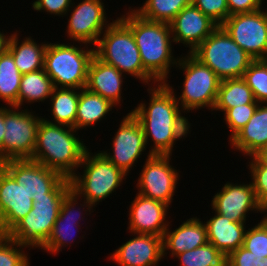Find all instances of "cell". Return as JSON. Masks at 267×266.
<instances>
[{"label": "cell", "mask_w": 267, "mask_h": 266, "mask_svg": "<svg viewBox=\"0 0 267 266\" xmlns=\"http://www.w3.org/2000/svg\"><path fill=\"white\" fill-rule=\"evenodd\" d=\"M152 86L147 89L149 103L141 101L130 113L140 123L146 143L153 141L149 154L172 155L175 142L189 135L192 123L182 116L184 111L176 100L174 88L168 82Z\"/></svg>", "instance_id": "1"}, {"label": "cell", "mask_w": 267, "mask_h": 266, "mask_svg": "<svg viewBox=\"0 0 267 266\" xmlns=\"http://www.w3.org/2000/svg\"><path fill=\"white\" fill-rule=\"evenodd\" d=\"M130 8L118 18L132 31L144 70L157 83H166L170 69L176 68L179 59L172 50L170 25L146 20Z\"/></svg>", "instance_id": "2"}, {"label": "cell", "mask_w": 267, "mask_h": 266, "mask_svg": "<svg viewBox=\"0 0 267 266\" xmlns=\"http://www.w3.org/2000/svg\"><path fill=\"white\" fill-rule=\"evenodd\" d=\"M78 131L70 126L53 124L43 117L39 123L32 159L70 179L83 161L88 146ZM78 135V137H76Z\"/></svg>", "instance_id": "3"}, {"label": "cell", "mask_w": 267, "mask_h": 266, "mask_svg": "<svg viewBox=\"0 0 267 266\" xmlns=\"http://www.w3.org/2000/svg\"><path fill=\"white\" fill-rule=\"evenodd\" d=\"M94 48L100 60L122 74L131 75L145 85L157 84L144 70L132 31L118 17L101 34Z\"/></svg>", "instance_id": "4"}, {"label": "cell", "mask_w": 267, "mask_h": 266, "mask_svg": "<svg viewBox=\"0 0 267 266\" xmlns=\"http://www.w3.org/2000/svg\"><path fill=\"white\" fill-rule=\"evenodd\" d=\"M71 43L48 42L47 44L44 70L51 78L54 88H85L88 68L95 55V48L82 42H77L78 46L75 42ZM83 44H85L84 47H81Z\"/></svg>", "instance_id": "5"}, {"label": "cell", "mask_w": 267, "mask_h": 266, "mask_svg": "<svg viewBox=\"0 0 267 266\" xmlns=\"http://www.w3.org/2000/svg\"><path fill=\"white\" fill-rule=\"evenodd\" d=\"M88 149L79 168L70 178L72 190L95 206L116 192L127 174L111 163L100 151L94 154Z\"/></svg>", "instance_id": "6"}, {"label": "cell", "mask_w": 267, "mask_h": 266, "mask_svg": "<svg viewBox=\"0 0 267 266\" xmlns=\"http://www.w3.org/2000/svg\"><path fill=\"white\" fill-rule=\"evenodd\" d=\"M191 54L211 68L221 81L242 78L254 61L222 26H218Z\"/></svg>", "instance_id": "7"}, {"label": "cell", "mask_w": 267, "mask_h": 266, "mask_svg": "<svg viewBox=\"0 0 267 266\" xmlns=\"http://www.w3.org/2000/svg\"><path fill=\"white\" fill-rule=\"evenodd\" d=\"M180 57L176 67L184 71L185 75L181 95L175 94L179 106L185 113L205 107L213 111L221 80L211 68L203 65L191 53Z\"/></svg>", "instance_id": "8"}, {"label": "cell", "mask_w": 267, "mask_h": 266, "mask_svg": "<svg viewBox=\"0 0 267 266\" xmlns=\"http://www.w3.org/2000/svg\"><path fill=\"white\" fill-rule=\"evenodd\" d=\"M71 189L70 186L63 194H46V197L35 198L30 212L7 235L31 249H39L48 240L63 199Z\"/></svg>", "instance_id": "9"}, {"label": "cell", "mask_w": 267, "mask_h": 266, "mask_svg": "<svg viewBox=\"0 0 267 266\" xmlns=\"http://www.w3.org/2000/svg\"><path fill=\"white\" fill-rule=\"evenodd\" d=\"M21 109L14 106H4L6 127L3 137V162L32 159L37 129L42 116L33 110Z\"/></svg>", "instance_id": "10"}, {"label": "cell", "mask_w": 267, "mask_h": 266, "mask_svg": "<svg viewBox=\"0 0 267 266\" xmlns=\"http://www.w3.org/2000/svg\"><path fill=\"white\" fill-rule=\"evenodd\" d=\"M17 182L35 198L46 194H63L70 186V179L31 159L8 160L0 164Z\"/></svg>", "instance_id": "11"}, {"label": "cell", "mask_w": 267, "mask_h": 266, "mask_svg": "<svg viewBox=\"0 0 267 266\" xmlns=\"http://www.w3.org/2000/svg\"><path fill=\"white\" fill-rule=\"evenodd\" d=\"M172 155L149 154L138 177L137 193L171 206L179 172L170 165Z\"/></svg>", "instance_id": "12"}, {"label": "cell", "mask_w": 267, "mask_h": 266, "mask_svg": "<svg viewBox=\"0 0 267 266\" xmlns=\"http://www.w3.org/2000/svg\"><path fill=\"white\" fill-rule=\"evenodd\" d=\"M264 8L230 15L221 25L254 60L267 59V8Z\"/></svg>", "instance_id": "13"}, {"label": "cell", "mask_w": 267, "mask_h": 266, "mask_svg": "<svg viewBox=\"0 0 267 266\" xmlns=\"http://www.w3.org/2000/svg\"><path fill=\"white\" fill-rule=\"evenodd\" d=\"M80 202H82V204ZM78 204H80L82 209ZM93 208L94 207L91 204H89L84 198L79 197V195L71 189L63 199L57 220L54 223L48 240L40 247L39 250H44L47 253L49 252L50 255H56L60 251L62 252L64 247L69 245L71 246V243L74 244V229H76V233H79V230L82 227L79 223L81 222L80 220L86 219L84 218L85 214L89 215L91 212H94Z\"/></svg>", "instance_id": "14"}, {"label": "cell", "mask_w": 267, "mask_h": 266, "mask_svg": "<svg viewBox=\"0 0 267 266\" xmlns=\"http://www.w3.org/2000/svg\"><path fill=\"white\" fill-rule=\"evenodd\" d=\"M70 9L66 36L72 42H82L95 46L101 34L112 23L109 22L102 0H82ZM72 10V11H71ZM107 17V18H106ZM108 20V21H107Z\"/></svg>", "instance_id": "15"}, {"label": "cell", "mask_w": 267, "mask_h": 266, "mask_svg": "<svg viewBox=\"0 0 267 266\" xmlns=\"http://www.w3.org/2000/svg\"><path fill=\"white\" fill-rule=\"evenodd\" d=\"M118 130L115 132L112 147V153L107 150L100 151L111 163L123 170L127 175L133 166H136L138 158L146 150V139L143 129L130 112L123 116Z\"/></svg>", "instance_id": "16"}, {"label": "cell", "mask_w": 267, "mask_h": 266, "mask_svg": "<svg viewBox=\"0 0 267 266\" xmlns=\"http://www.w3.org/2000/svg\"><path fill=\"white\" fill-rule=\"evenodd\" d=\"M218 191L211 200L212 211L234 222L246 223L249 211L267 214L258 203L251 182L249 184L227 182Z\"/></svg>", "instance_id": "17"}, {"label": "cell", "mask_w": 267, "mask_h": 266, "mask_svg": "<svg viewBox=\"0 0 267 266\" xmlns=\"http://www.w3.org/2000/svg\"><path fill=\"white\" fill-rule=\"evenodd\" d=\"M32 206V194L0 165V233L7 234Z\"/></svg>", "instance_id": "18"}, {"label": "cell", "mask_w": 267, "mask_h": 266, "mask_svg": "<svg viewBox=\"0 0 267 266\" xmlns=\"http://www.w3.org/2000/svg\"><path fill=\"white\" fill-rule=\"evenodd\" d=\"M173 42L182 43L188 53L195 50L218 25L192 3L169 23Z\"/></svg>", "instance_id": "19"}, {"label": "cell", "mask_w": 267, "mask_h": 266, "mask_svg": "<svg viewBox=\"0 0 267 266\" xmlns=\"http://www.w3.org/2000/svg\"><path fill=\"white\" fill-rule=\"evenodd\" d=\"M170 206L137 193L129 206V233L153 234L163 237L170 222L167 213Z\"/></svg>", "instance_id": "20"}, {"label": "cell", "mask_w": 267, "mask_h": 266, "mask_svg": "<svg viewBox=\"0 0 267 266\" xmlns=\"http://www.w3.org/2000/svg\"><path fill=\"white\" fill-rule=\"evenodd\" d=\"M134 235L111 253L108 260L118 266H157L164 258L163 237L143 233Z\"/></svg>", "instance_id": "21"}, {"label": "cell", "mask_w": 267, "mask_h": 266, "mask_svg": "<svg viewBox=\"0 0 267 266\" xmlns=\"http://www.w3.org/2000/svg\"><path fill=\"white\" fill-rule=\"evenodd\" d=\"M125 78V75L114 66L103 62L94 55L88 68L85 88L99 94L115 106L118 104L121 106L120 103L123 102L122 86Z\"/></svg>", "instance_id": "22"}, {"label": "cell", "mask_w": 267, "mask_h": 266, "mask_svg": "<svg viewBox=\"0 0 267 266\" xmlns=\"http://www.w3.org/2000/svg\"><path fill=\"white\" fill-rule=\"evenodd\" d=\"M208 243L206 226L197 217H192L182 222L174 231L167 227L163 235V256L170 253V257L193 250ZM170 250V251H169ZM168 251V252H167Z\"/></svg>", "instance_id": "23"}, {"label": "cell", "mask_w": 267, "mask_h": 266, "mask_svg": "<svg viewBox=\"0 0 267 266\" xmlns=\"http://www.w3.org/2000/svg\"><path fill=\"white\" fill-rule=\"evenodd\" d=\"M230 148L254 156L267 145V103H260L248 123L231 139Z\"/></svg>", "instance_id": "24"}, {"label": "cell", "mask_w": 267, "mask_h": 266, "mask_svg": "<svg viewBox=\"0 0 267 266\" xmlns=\"http://www.w3.org/2000/svg\"><path fill=\"white\" fill-rule=\"evenodd\" d=\"M208 243L227 256L243 245L246 223L234 222L215 212L205 223Z\"/></svg>", "instance_id": "25"}, {"label": "cell", "mask_w": 267, "mask_h": 266, "mask_svg": "<svg viewBox=\"0 0 267 266\" xmlns=\"http://www.w3.org/2000/svg\"><path fill=\"white\" fill-rule=\"evenodd\" d=\"M17 32L11 33L7 50L12 54L19 72L23 75L44 69V54L48 42L37 44L36 40L28 36L20 43Z\"/></svg>", "instance_id": "26"}, {"label": "cell", "mask_w": 267, "mask_h": 266, "mask_svg": "<svg viewBox=\"0 0 267 266\" xmlns=\"http://www.w3.org/2000/svg\"><path fill=\"white\" fill-rule=\"evenodd\" d=\"M116 107L109 100L86 88L80 89L75 128L77 131L96 125Z\"/></svg>", "instance_id": "27"}, {"label": "cell", "mask_w": 267, "mask_h": 266, "mask_svg": "<svg viewBox=\"0 0 267 266\" xmlns=\"http://www.w3.org/2000/svg\"><path fill=\"white\" fill-rule=\"evenodd\" d=\"M80 89L75 88H54L49 98L51 106V120L43 118L53 124H61L70 127L75 126L77 115L78 99ZM53 119V120H52Z\"/></svg>", "instance_id": "28"}, {"label": "cell", "mask_w": 267, "mask_h": 266, "mask_svg": "<svg viewBox=\"0 0 267 266\" xmlns=\"http://www.w3.org/2000/svg\"><path fill=\"white\" fill-rule=\"evenodd\" d=\"M54 89L51 78L44 69L23 74L18 94V108L25 103L47 102ZM48 99V100H47Z\"/></svg>", "instance_id": "29"}, {"label": "cell", "mask_w": 267, "mask_h": 266, "mask_svg": "<svg viewBox=\"0 0 267 266\" xmlns=\"http://www.w3.org/2000/svg\"><path fill=\"white\" fill-rule=\"evenodd\" d=\"M258 103L251 88L242 78L226 79L220 82L213 111L224 112L239 105Z\"/></svg>", "instance_id": "30"}, {"label": "cell", "mask_w": 267, "mask_h": 266, "mask_svg": "<svg viewBox=\"0 0 267 266\" xmlns=\"http://www.w3.org/2000/svg\"><path fill=\"white\" fill-rule=\"evenodd\" d=\"M21 78L12 54L8 50L0 54V100L8 106L18 107Z\"/></svg>", "instance_id": "31"}, {"label": "cell", "mask_w": 267, "mask_h": 266, "mask_svg": "<svg viewBox=\"0 0 267 266\" xmlns=\"http://www.w3.org/2000/svg\"><path fill=\"white\" fill-rule=\"evenodd\" d=\"M192 0H145L141 7L133 10L142 18L169 24Z\"/></svg>", "instance_id": "32"}, {"label": "cell", "mask_w": 267, "mask_h": 266, "mask_svg": "<svg viewBox=\"0 0 267 266\" xmlns=\"http://www.w3.org/2000/svg\"><path fill=\"white\" fill-rule=\"evenodd\" d=\"M174 258L180 261L179 266H228V256L211 243L187 250Z\"/></svg>", "instance_id": "33"}, {"label": "cell", "mask_w": 267, "mask_h": 266, "mask_svg": "<svg viewBox=\"0 0 267 266\" xmlns=\"http://www.w3.org/2000/svg\"><path fill=\"white\" fill-rule=\"evenodd\" d=\"M242 79L251 88L258 103H267V59L254 60Z\"/></svg>", "instance_id": "34"}, {"label": "cell", "mask_w": 267, "mask_h": 266, "mask_svg": "<svg viewBox=\"0 0 267 266\" xmlns=\"http://www.w3.org/2000/svg\"><path fill=\"white\" fill-rule=\"evenodd\" d=\"M23 248L31 249L0 233V266H30V257Z\"/></svg>", "instance_id": "35"}, {"label": "cell", "mask_w": 267, "mask_h": 266, "mask_svg": "<svg viewBox=\"0 0 267 266\" xmlns=\"http://www.w3.org/2000/svg\"><path fill=\"white\" fill-rule=\"evenodd\" d=\"M242 247L256 256L267 257V214L246 230Z\"/></svg>", "instance_id": "36"}, {"label": "cell", "mask_w": 267, "mask_h": 266, "mask_svg": "<svg viewBox=\"0 0 267 266\" xmlns=\"http://www.w3.org/2000/svg\"><path fill=\"white\" fill-rule=\"evenodd\" d=\"M249 161V171L251 184L254 188L258 203L267 213V164L260 162L255 156H251Z\"/></svg>", "instance_id": "37"}, {"label": "cell", "mask_w": 267, "mask_h": 266, "mask_svg": "<svg viewBox=\"0 0 267 266\" xmlns=\"http://www.w3.org/2000/svg\"><path fill=\"white\" fill-rule=\"evenodd\" d=\"M260 103L235 106L223 112L225 125L230 130L231 140L250 120Z\"/></svg>", "instance_id": "38"}, {"label": "cell", "mask_w": 267, "mask_h": 266, "mask_svg": "<svg viewBox=\"0 0 267 266\" xmlns=\"http://www.w3.org/2000/svg\"><path fill=\"white\" fill-rule=\"evenodd\" d=\"M191 3L218 26L230 16L227 0H192Z\"/></svg>", "instance_id": "39"}, {"label": "cell", "mask_w": 267, "mask_h": 266, "mask_svg": "<svg viewBox=\"0 0 267 266\" xmlns=\"http://www.w3.org/2000/svg\"><path fill=\"white\" fill-rule=\"evenodd\" d=\"M73 0H36L32 3L35 11L47 12L55 16L65 17L72 5Z\"/></svg>", "instance_id": "40"}, {"label": "cell", "mask_w": 267, "mask_h": 266, "mask_svg": "<svg viewBox=\"0 0 267 266\" xmlns=\"http://www.w3.org/2000/svg\"><path fill=\"white\" fill-rule=\"evenodd\" d=\"M263 257L254 255L242 246L228 255V266H260Z\"/></svg>", "instance_id": "41"}, {"label": "cell", "mask_w": 267, "mask_h": 266, "mask_svg": "<svg viewBox=\"0 0 267 266\" xmlns=\"http://www.w3.org/2000/svg\"><path fill=\"white\" fill-rule=\"evenodd\" d=\"M264 0H227L230 15L249 13L263 8ZM263 2V3H262Z\"/></svg>", "instance_id": "42"}, {"label": "cell", "mask_w": 267, "mask_h": 266, "mask_svg": "<svg viewBox=\"0 0 267 266\" xmlns=\"http://www.w3.org/2000/svg\"><path fill=\"white\" fill-rule=\"evenodd\" d=\"M4 106H0V164L3 163V137L5 132Z\"/></svg>", "instance_id": "43"}, {"label": "cell", "mask_w": 267, "mask_h": 266, "mask_svg": "<svg viewBox=\"0 0 267 266\" xmlns=\"http://www.w3.org/2000/svg\"><path fill=\"white\" fill-rule=\"evenodd\" d=\"M10 36L11 35L7 34V32L5 34L3 30L2 32L0 31V54L4 53L8 49Z\"/></svg>", "instance_id": "44"}, {"label": "cell", "mask_w": 267, "mask_h": 266, "mask_svg": "<svg viewBox=\"0 0 267 266\" xmlns=\"http://www.w3.org/2000/svg\"><path fill=\"white\" fill-rule=\"evenodd\" d=\"M260 162L267 164V145L254 155Z\"/></svg>", "instance_id": "45"}, {"label": "cell", "mask_w": 267, "mask_h": 266, "mask_svg": "<svg viewBox=\"0 0 267 266\" xmlns=\"http://www.w3.org/2000/svg\"><path fill=\"white\" fill-rule=\"evenodd\" d=\"M260 266H267V257H264L263 260H261Z\"/></svg>", "instance_id": "46"}]
</instances>
